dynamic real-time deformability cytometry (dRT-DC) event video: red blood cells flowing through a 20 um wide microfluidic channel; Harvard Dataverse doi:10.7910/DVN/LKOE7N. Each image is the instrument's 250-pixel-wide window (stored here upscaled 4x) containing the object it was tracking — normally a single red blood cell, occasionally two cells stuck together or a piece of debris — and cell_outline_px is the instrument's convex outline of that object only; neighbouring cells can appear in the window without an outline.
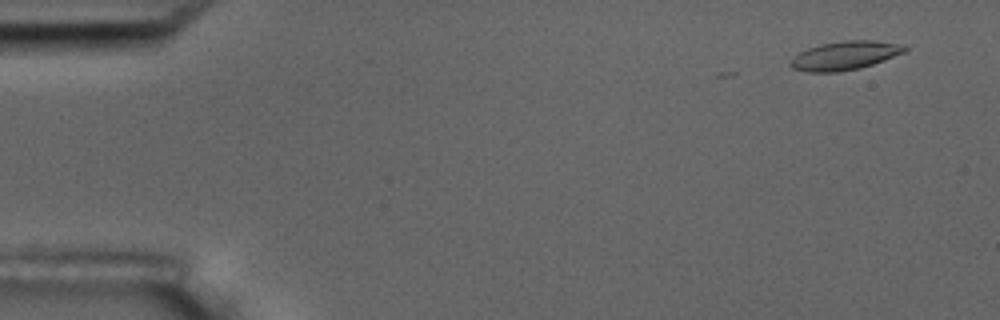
{"species": "common noctule bat (a hibernating species)", "species_latin": "Nyctalus noctula", "temperature_condition": "room temperature", "stored_images_in_passage": 5, "camera_frame_rate_fps": 3000, "um_per_image_px": 0.085, "animal": {"sex": "male", "body_mass_g": 17.5, "forearm_length_mm": 52.3}, "frame": {"image": 1, "passage_image": 2, "time_ms": 1.0, "image_size_px": [1000, 320], "cell_outline_px": [[908, 48], [904, 52], [884, 60], [860, 68], [840, 72], [804, 72], [792, 68], [788, 64], [800, 52], [808, 48], [820, 44], [844, 40], [872, 40], [896, 44]], "centroid_in_image_um": [71.76, 4.73], "position_along_channel_um": 13.2, "area_um2": 18.9}}